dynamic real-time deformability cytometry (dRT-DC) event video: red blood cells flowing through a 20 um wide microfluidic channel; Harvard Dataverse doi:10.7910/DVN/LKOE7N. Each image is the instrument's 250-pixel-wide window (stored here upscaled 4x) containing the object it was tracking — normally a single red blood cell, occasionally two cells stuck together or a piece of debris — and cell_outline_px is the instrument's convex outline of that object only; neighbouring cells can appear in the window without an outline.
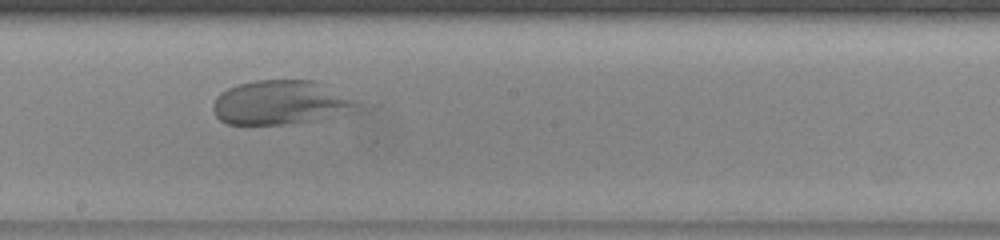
{"species": "human", "species_latin": "Homo sapiens", "temperature_condition": "warm", "stored_images_in_passage": 33, "camera_frame_rate_fps": 3000, "um_per_image_px": 0.085, "donor": {"sex": "female"}, "frame": {"image": 1, "passage_image": 19, "time_ms": 6.0, "image_size_px": [1000, 240], "cell_outline_px": [[372, 108], [352, 112], [308, 120], [280, 124], [228, 124], [220, 120], [216, 116], [212, 108], [212, 104], [216, 96], [220, 92], [228, 88], [252, 80], [312, 80], [372, 104]], "centroid_in_image_um": [24.01, 8.7], "position_along_channel_um": 224.2, "area_um2": 37.8}}